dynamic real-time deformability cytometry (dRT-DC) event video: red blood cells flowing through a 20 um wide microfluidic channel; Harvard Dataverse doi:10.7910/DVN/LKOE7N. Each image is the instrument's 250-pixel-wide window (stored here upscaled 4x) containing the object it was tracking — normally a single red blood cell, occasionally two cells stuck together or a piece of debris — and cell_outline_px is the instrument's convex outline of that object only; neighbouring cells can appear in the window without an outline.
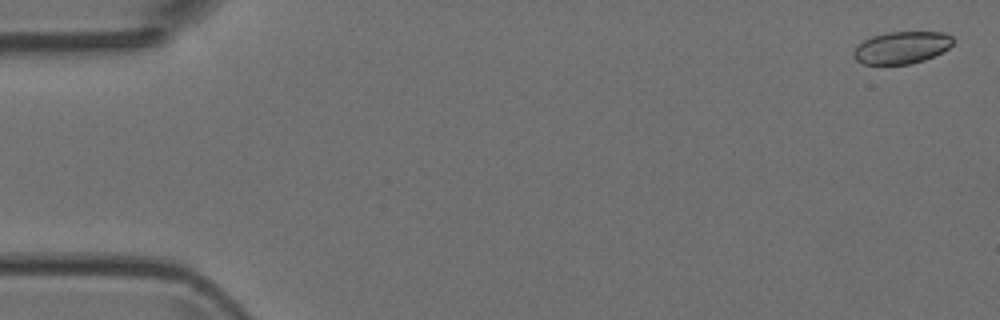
{"species": "Egyptian fruit bat (a non-hibernating species)", "species_latin": "Rousettus aegyptiacus", "temperature_condition": "room temperature", "stored_images_in_passage": 3, "camera_frame_rate_fps": 3000, "um_per_image_px": 0.085, "animal": {"sex": "female"}, "frame": {"image": 1, "passage_image": 1, "time_ms": 0.0, "image_size_px": [1000, 320], "cell_outline_px": [[952, 44], [948, 48], [924, 60], [908, 64], [864, 64], [856, 60], [852, 56], [852, 52], [856, 44], [872, 36], [888, 32], [944, 32], [952, 36]], "centroid_in_image_um": [76.58, 4.04], "position_along_channel_um": 8.4, "area_um2": 18.61}}